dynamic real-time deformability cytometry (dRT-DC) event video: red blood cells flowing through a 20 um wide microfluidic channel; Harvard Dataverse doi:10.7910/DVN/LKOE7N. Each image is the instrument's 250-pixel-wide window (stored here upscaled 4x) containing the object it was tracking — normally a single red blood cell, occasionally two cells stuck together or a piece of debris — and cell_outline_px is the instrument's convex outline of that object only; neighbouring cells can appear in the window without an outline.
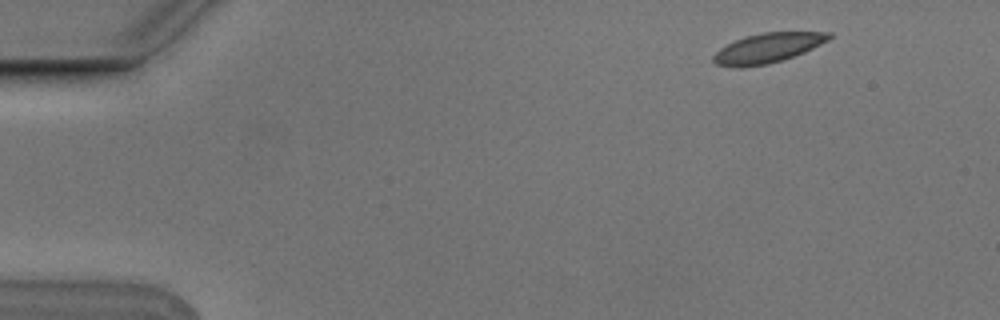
{"species": "Egyptian fruit bat (a non-hibernating species)", "species_latin": "Rousettus aegyptiacus", "temperature_condition": "cold", "stored_images_in_passage": 4, "camera_frame_rate_fps": 3000, "um_per_image_px": 0.085, "animal": {"sex": "male"}, "frame": {"image": 1, "passage_image": 1, "time_ms": 0.0, "image_size_px": [1000, 320], "cell_outline_px": [[832, 36], [828, 40], [804, 52], [768, 64], [740, 68], [736, 68], [716, 64], [712, 60], [712, 56], [720, 48], [744, 36], [764, 32], [832, 32]], "centroid_in_image_um": [65.22, 4.08], "position_along_channel_um": 19.8, "area_um2": 19.88}}
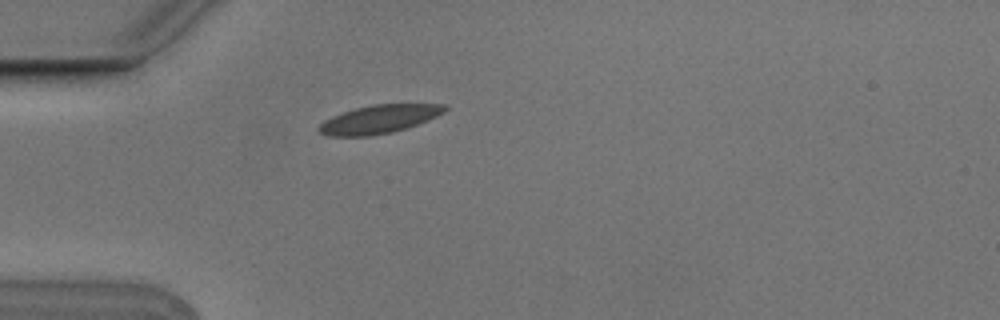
{"frame": {"image": 2, "passage_image": 4, "time_ms": 1.0, "image_size_px": [1000, 320], "cell_outline_px": [[448, 108], [444, 112], [428, 120], [392, 132], [368, 136], [328, 136], [320, 132], [316, 128], [324, 120], [332, 116], [356, 108], [372, 104], [444, 104]], "centroid_in_image_um": [32.19, 10.13], "position_along_channel_um": 52.8, "area_um2": 20.58}}